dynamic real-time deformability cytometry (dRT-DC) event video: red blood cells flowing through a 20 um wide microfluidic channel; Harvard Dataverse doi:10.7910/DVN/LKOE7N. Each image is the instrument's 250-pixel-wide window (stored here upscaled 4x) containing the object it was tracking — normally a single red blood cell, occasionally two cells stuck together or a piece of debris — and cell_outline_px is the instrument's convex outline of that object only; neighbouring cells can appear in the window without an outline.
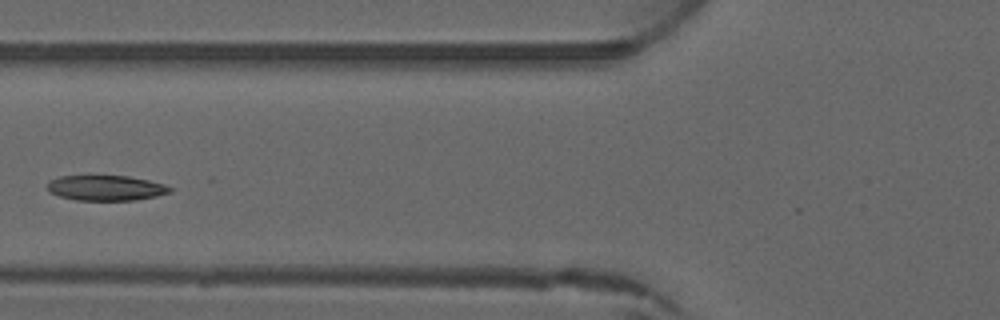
{"species": "common noctule bat (a hibernating species)", "species_latin": "Nyctalus noctula", "temperature_condition": "warm", "stored_images_in_passage": 6, "camera_frame_rate_fps": 3000, "um_per_image_px": 0.085, "animal": {"sex": "male", "forearm_length_mm": 52.5}, "frame": {"image": 1, "passage_image": 6, "time_ms": 6.667, "image_size_px": [1000, 320], "cell_outline_px": [[172, 192], [156, 196], [136, 200], [76, 200], [60, 196], [48, 192], [48, 180], [60, 176], [88, 172], [128, 176], [148, 180], [164, 184], [172, 188]], "centroid_in_image_um": [8.94, 15.92], "position_along_channel_um": 116.9, "area_um2": 19.02}}